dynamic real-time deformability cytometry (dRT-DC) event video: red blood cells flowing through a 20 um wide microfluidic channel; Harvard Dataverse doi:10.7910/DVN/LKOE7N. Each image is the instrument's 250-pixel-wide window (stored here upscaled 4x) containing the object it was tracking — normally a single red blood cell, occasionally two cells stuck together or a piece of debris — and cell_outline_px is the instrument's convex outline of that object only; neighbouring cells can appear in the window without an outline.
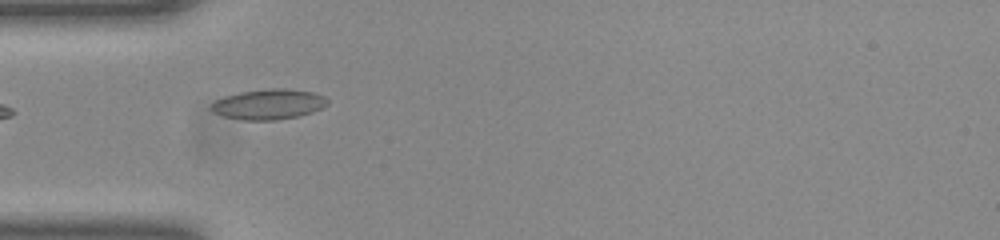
{"species": "common noctule bat (a hibernating species)", "species_latin": "Nyctalus noctula", "temperature_condition": "room temperature", "stored_images_in_passage": 7, "camera_frame_rate_fps": 3000, "um_per_image_px": 0.085, "animal": {"sex": "female", "body_mass_g": 23.0, "forearm_length_mm": 53.4}, "frame": {"image": 1, "passage_image": 1, "time_ms": 0.0, "image_size_px": [1000, 240], "cell_outline_px": [[328, 104], [312, 112], [300, 116], [276, 120], [244, 120], [224, 116], [212, 112], [208, 108], [216, 100], [224, 96], [240, 92], [272, 88], [284, 88], [312, 92], [324, 96], [328, 100]], "centroid_in_image_um": [22.82, 8.86], "position_along_channel_um": 62.2, "area_um2": 20.52}}